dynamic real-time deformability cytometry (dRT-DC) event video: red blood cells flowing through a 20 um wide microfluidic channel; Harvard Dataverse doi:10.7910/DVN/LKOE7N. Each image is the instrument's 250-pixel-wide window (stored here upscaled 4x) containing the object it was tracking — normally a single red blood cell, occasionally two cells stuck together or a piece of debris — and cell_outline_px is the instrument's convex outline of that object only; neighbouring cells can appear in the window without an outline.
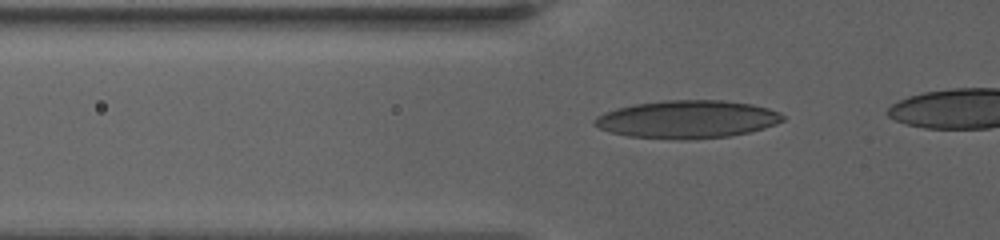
{"species": "human", "species_latin": "Homo sapiens", "temperature_condition": "warm", "stored_images_in_passage": 18, "camera_frame_rate_fps": 3000, "um_per_image_px": 0.085, "donor": {"sex": "female"}, "frame": {"image": 1, "passage_image": 11, "time_ms": 3.667, "image_size_px": [1000, 240], "cell_outline_px": [[784, 120], [776, 124], [764, 128], [748, 132], [728, 136], [688, 140], [680, 140], [628, 136], [612, 132], [600, 128], [592, 124], [592, 120], [596, 116], [604, 112], [616, 108], [636, 104], [664, 100], [724, 100], [752, 104], [768, 108], [780, 112], [784, 116]], "centroid_in_image_um": [58.41, 10.14], "position_along_channel_um": 67.4, "area_um2": 41.67}}
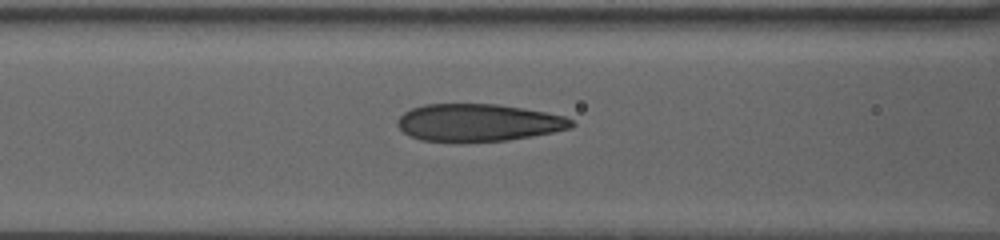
{"frame": {"image": 2, "passage_image": 13, "time_ms": 5.667, "image_size_px": [1000, 240], "cell_outline_px": [[576, 124], [572, 128], [532, 136], [508, 140], [420, 140], [408, 136], [396, 124], [396, 120], [404, 112], [412, 108], [424, 104], [496, 104], [544, 112], [564, 116], [572, 120]], "centroid_in_image_um": [40.64, 10.4], "position_along_channel_um": 126.0, "area_um2": 37.34}}
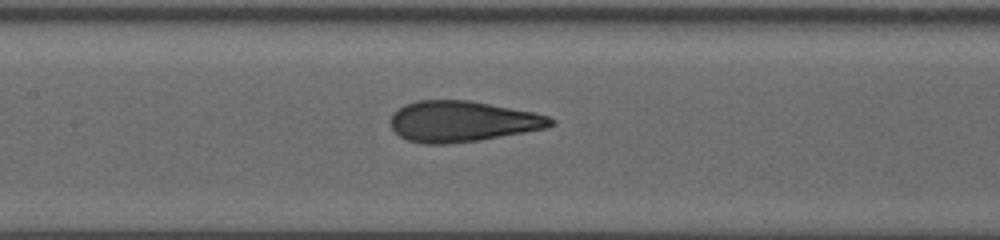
{"frame": {"image": 3, "passage_image": 16, "time_ms": 7.0, "image_size_px": [1000, 240], "cell_outline_px": [[556, 124], [544, 128], [524, 132], [480, 140], [444, 144], [424, 144], [408, 140], [400, 136], [392, 128], [388, 120], [404, 104], [416, 100], [468, 100], [532, 112], [548, 116], [556, 120]], "centroid_in_image_um": [39.28, 10.32], "position_along_channel_um": 168.1, "area_um2": 37.92}}